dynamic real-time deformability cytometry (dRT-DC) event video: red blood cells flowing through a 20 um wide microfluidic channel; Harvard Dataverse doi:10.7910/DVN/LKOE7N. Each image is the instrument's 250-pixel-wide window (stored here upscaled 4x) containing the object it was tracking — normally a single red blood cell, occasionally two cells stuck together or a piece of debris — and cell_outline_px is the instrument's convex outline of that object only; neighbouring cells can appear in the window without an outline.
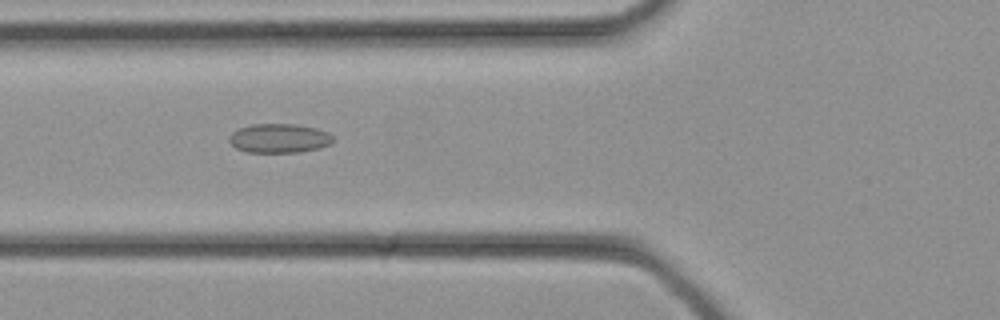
{"species": "common noctule bat (a hibernating species)", "species_latin": "Nyctalus noctula", "temperature_condition": "cold", "stored_images_in_passage": 26, "camera_frame_rate_fps": 3000, "um_per_image_px": 0.085, "animal": {"sex": "female", "body_mass_g": 21.9}, "frame": {"image": 1, "passage_image": 5, "time_ms": 1.333, "image_size_px": [1000, 320], "cell_outline_px": [[332, 144], [320, 148], [300, 152], [248, 152], [236, 148], [228, 140], [228, 136], [232, 132], [240, 128], [252, 124], [296, 124], [316, 128], [328, 132], [332, 136]], "centroid_in_image_um": [23.74, 11.75], "position_along_channel_um": 102.1, "area_um2": 17.69}}
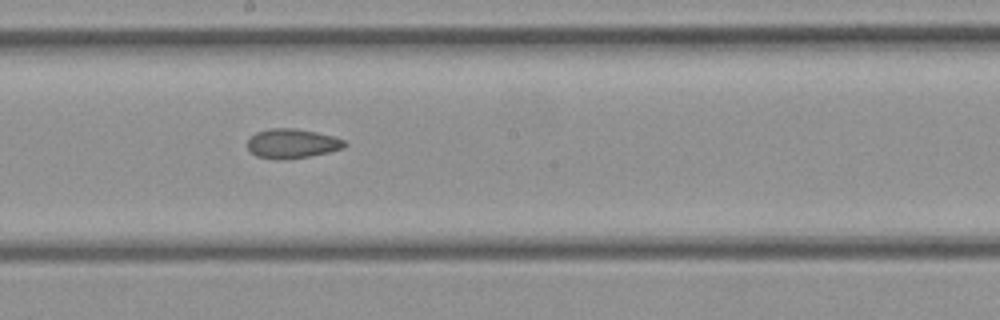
{"frame": {"image": 2, "passage_image": 11, "time_ms": 3.333, "image_size_px": [1000, 320], "cell_outline_px": [[348, 144], [344, 148], [328, 152], [308, 156], [256, 156], [248, 148], [248, 140], [256, 132], [268, 128], [296, 128], [316, 132], [332, 136], [344, 140]], "centroid_in_image_um": [24.87, 12.13], "position_along_channel_um": 223.3, "area_um2": 15.84}}
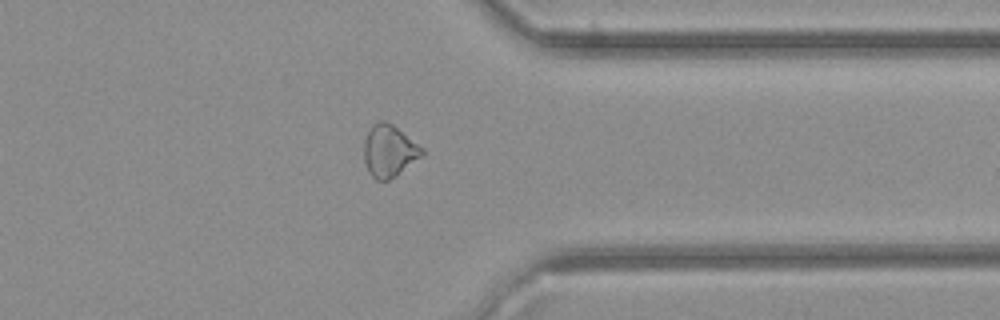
{"frame": {"image": 3, "passage_image": 19, "time_ms": 6.0, "image_size_px": [1000, 320], "cell_outline_px": [[424, 152], [420, 156], [396, 176], [388, 180], [376, 180], [368, 172], [364, 160], [364, 140], [372, 124], [380, 120], [384, 120], [392, 124], [424, 148]], "centroid_in_image_um": [33.05, 12.82], "position_along_channel_um": 378.3, "area_um2": 17.46}}